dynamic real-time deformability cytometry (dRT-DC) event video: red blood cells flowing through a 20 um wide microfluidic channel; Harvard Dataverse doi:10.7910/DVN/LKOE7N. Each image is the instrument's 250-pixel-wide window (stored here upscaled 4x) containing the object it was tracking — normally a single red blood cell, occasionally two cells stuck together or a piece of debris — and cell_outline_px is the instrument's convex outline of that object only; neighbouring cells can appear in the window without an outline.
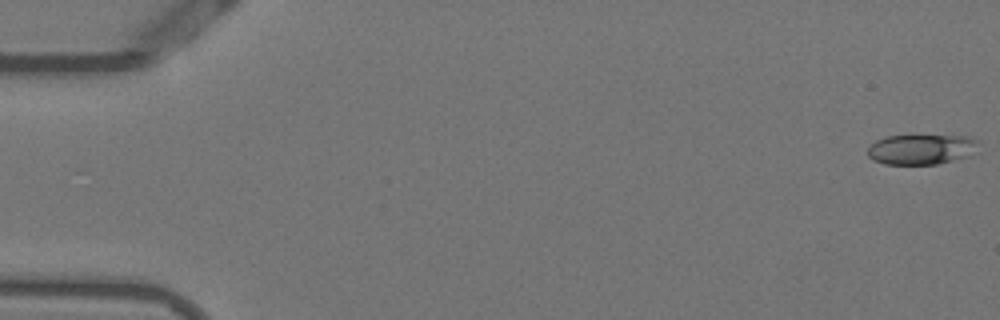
{"species": "Egyptian fruit bat (a non-hibernating species)", "species_latin": "Rousettus aegyptiacus", "temperature_condition": "warm", "stored_images_in_passage": 9, "camera_frame_rate_fps": 3000, "um_per_image_px": 0.085, "animal": {"sex": "female"}, "frame": {"image": 1, "passage_image": 1, "time_ms": 0.0, "image_size_px": [1000, 320], "cell_outline_px": [[980, 140], [968, 156], [936, 164], [884, 164], [872, 160], [868, 156], [868, 148], [876, 140], [884, 136], [972, 136]], "centroid_in_image_um": [78.27, 12.69], "position_along_channel_um": 6.7, "area_um2": 19.31}}